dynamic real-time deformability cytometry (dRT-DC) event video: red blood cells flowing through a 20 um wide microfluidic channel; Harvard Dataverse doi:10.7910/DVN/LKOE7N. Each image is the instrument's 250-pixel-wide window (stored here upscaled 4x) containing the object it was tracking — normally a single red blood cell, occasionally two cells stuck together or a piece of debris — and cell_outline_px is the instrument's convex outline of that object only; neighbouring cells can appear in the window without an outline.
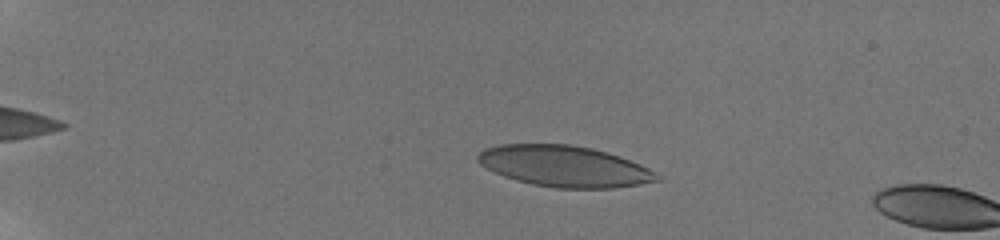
{"species": "human", "species_latin": "Homo sapiens", "temperature_condition": "room temperature", "stored_images_in_passage": 8, "camera_frame_rate_fps": 3000, "um_per_image_px": 0.085, "donor": {"sex": "male"}, "frame": {"image": 1, "passage_image": 7, "time_ms": 2.0, "image_size_px": [1000, 240], "cell_outline_px": [[664, 180], [640, 184], [612, 188], [556, 188], [532, 184], [516, 180], [504, 176], [480, 164], [476, 160], [476, 156], [484, 148], [500, 144], [572, 144], [592, 148], [620, 156], [640, 164], [648, 168]], "centroid_in_image_um": [47.97, 14.13], "position_along_channel_um": 37.0, "area_um2": 42.89}}